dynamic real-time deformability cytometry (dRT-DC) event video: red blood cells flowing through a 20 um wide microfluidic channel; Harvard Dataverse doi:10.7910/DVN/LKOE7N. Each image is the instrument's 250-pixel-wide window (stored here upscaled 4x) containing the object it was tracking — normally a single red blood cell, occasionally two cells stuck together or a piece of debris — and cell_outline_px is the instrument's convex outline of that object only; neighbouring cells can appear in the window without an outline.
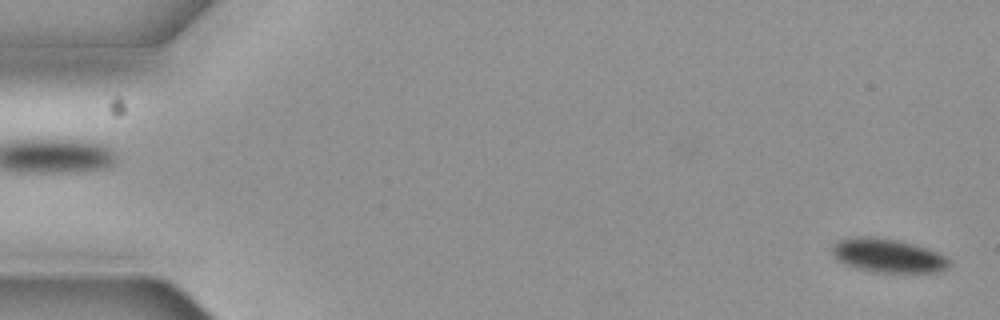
{"species": "common noctule bat (a hibernating species)", "species_latin": "Nyctalus noctula", "temperature_condition": "cold", "stored_images_in_passage": 2, "segment_of_instrument_passage": [2, 2], "camera_frame_rate_fps": 3000, "um_per_image_px": 0.085, "animal": {"sex": "female", "body_mass_g": 19.3, "forearm_length_mm": 54.1}, "frame": {"image": 1, "passage_image": 2, "time_ms": 0.333, "image_size_px": [1000, 320], "cell_outline_px": [[948, 268], [940, 272], [872, 272], [856, 268], [836, 260], [832, 256], [832, 248], [840, 240], [856, 236], [868, 236], [896, 240], [912, 244], [936, 252], [944, 256], [948, 260]], "centroid_in_image_um": [75.43, 21.74], "position_along_channel_um": 9.6, "area_um2": 22.72}}